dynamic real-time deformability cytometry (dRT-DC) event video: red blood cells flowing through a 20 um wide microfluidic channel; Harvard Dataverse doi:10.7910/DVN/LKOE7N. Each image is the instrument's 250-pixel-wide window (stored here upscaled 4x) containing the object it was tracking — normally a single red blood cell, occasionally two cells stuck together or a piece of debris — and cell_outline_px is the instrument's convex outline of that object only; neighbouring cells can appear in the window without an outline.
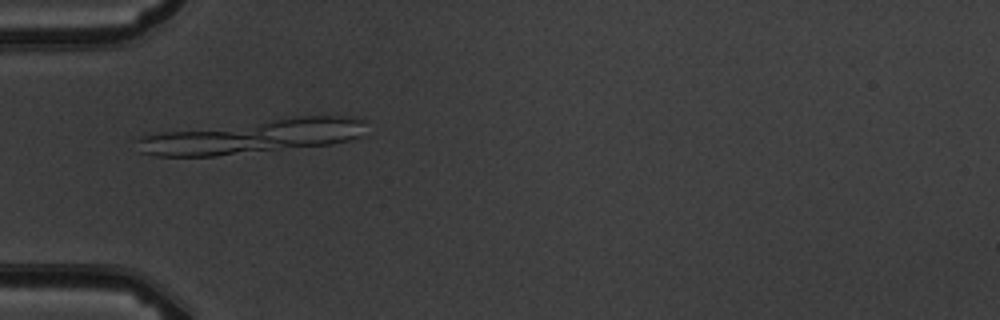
{"species": "common noctule bat (a hibernating species)", "species_latin": "Nyctalus noctula", "temperature_condition": "warm", "stored_images_in_passage": 9, "segment_of_instrument_passage": [1, 2], "camera_frame_rate_fps": 3000, "um_per_image_px": 0.085, "animal": {"sex": "male", "body_mass_g": 19.5, "forearm_length_mm": 54.6}, "frame": {"image": 1, "passage_image": 6, "time_ms": 5.667, "image_size_px": [1000, 320], "cell_outline_px": [[364, 120], [360, 136], [352, 140], [332, 144], [216, 156], [156, 156], [140, 152], [136, 140], [144, 136], [164, 132], [296, 116], [352, 116]], "centroid_in_image_um": [21.52, 11.61], "position_along_channel_um": 63.5, "area_um2": 44.8}}